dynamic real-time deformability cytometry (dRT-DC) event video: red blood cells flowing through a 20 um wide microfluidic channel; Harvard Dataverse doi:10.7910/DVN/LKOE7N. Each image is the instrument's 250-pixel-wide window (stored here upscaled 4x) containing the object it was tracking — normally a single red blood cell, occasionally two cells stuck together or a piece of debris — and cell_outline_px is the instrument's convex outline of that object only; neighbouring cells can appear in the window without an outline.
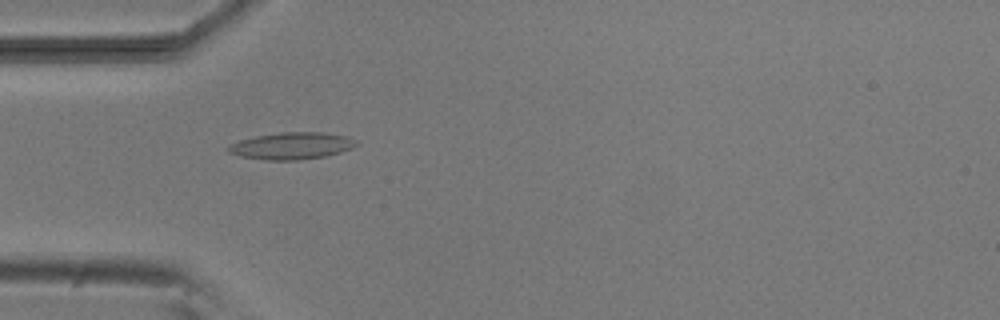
{"species": "common noctule bat (a hibernating species)", "species_latin": "Nyctalus noctula", "temperature_condition": "room temperature", "stored_images_in_passage": 6, "camera_frame_rate_fps": 3000, "um_per_image_px": 0.085, "animal": {"sex": "male", "body_mass_g": 20.5, "forearm_length_mm": 52.5}, "frame": {"image": 1, "passage_image": 5, "time_ms": 4.333, "image_size_px": [1000, 320], "cell_outline_px": [[360, 144], [352, 148], [328, 156], [296, 160], [264, 160], [240, 156], [228, 152], [224, 148], [228, 144], [240, 140], [256, 136], [280, 132], [324, 132], [348, 136], [356, 140]], "centroid_in_image_um": [24.79, 12.39], "position_along_channel_um": 60.2, "area_um2": 20.4}}
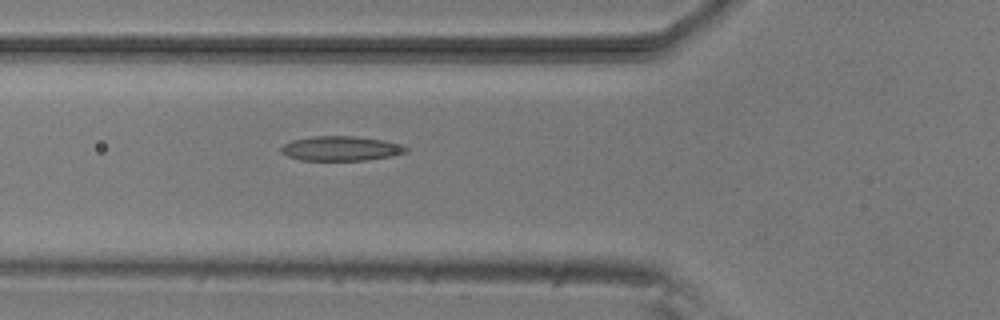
{"frame": {"image": 2, "passage_image": 6, "time_ms": 5.333, "image_size_px": [1000, 320], "cell_outline_px": [[408, 152], [392, 156], [364, 160], [300, 160], [288, 156], [280, 152], [280, 148], [284, 144], [292, 140], [312, 136], [352, 136], [384, 140], [400, 144], [408, 148]], "centroid_in_image_um": [28.97, 12.62], "position_along_channel_um": 96.8, "area_um2": 17.92}}